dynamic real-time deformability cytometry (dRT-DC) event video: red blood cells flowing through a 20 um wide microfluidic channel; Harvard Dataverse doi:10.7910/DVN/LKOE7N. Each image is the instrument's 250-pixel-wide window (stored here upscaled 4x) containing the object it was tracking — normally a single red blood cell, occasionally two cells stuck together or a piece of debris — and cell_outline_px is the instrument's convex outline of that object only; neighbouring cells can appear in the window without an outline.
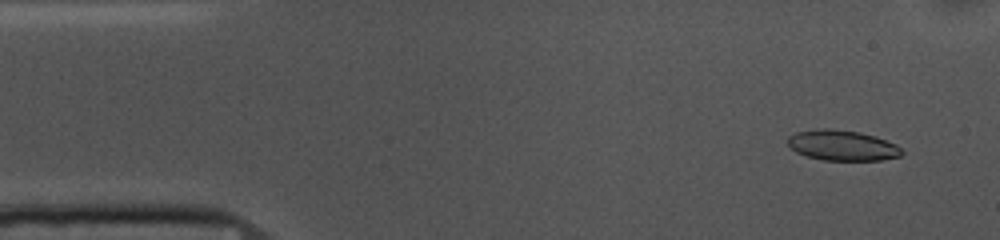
{"species": "common noctule bat (a hibernating species)", "species_latin": "Nyctalus noctula", "temperature_condition": "cold", "stored_images_in_passage": 51, "camera_frame_rate_fps": 3000, "um_per_image_px": 0.085, "animal": {"sex": "female", "body_mass_g": 10.0, "forearm_length_mm": 53.1}, "frame": {"image": 1, "passage_image": 2, "time_ms": 0.333, "image_size_px": [1000, 240], "cell_outline_px": [[904, 152], [900, 156], [880, 160], [824, 160], [808, 156], [796, 152], [788, 144], [788, 136], [796, 132], [816, 128], [832, 128], [860, 132], [876, 136], [896, 144]], "centroid_in_image_um": [71.59, 12.34], "position_along_channel_um": 13.4, "area_um2": 20.29}}
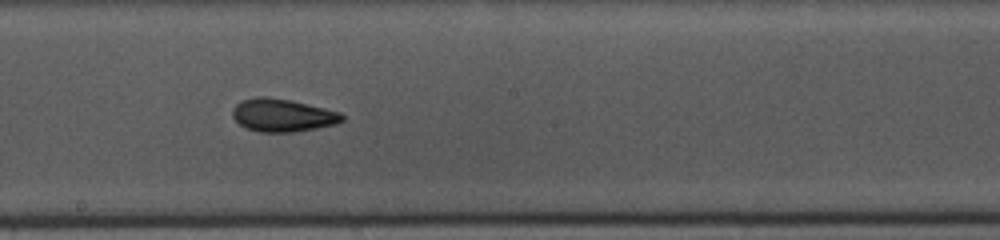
{"frame": {"image": 2, "passage_image": 26, "time_ms": 8.333, "image_size_px": [1000, 240], "cell_outline_px": [[344, 120], [336, 124], [316, 128], [292, 132], [260, 132], [248, 128], [240, 124], [232, 116], [232, 108], [240, 100], [256, 96], [264, 96], [288, 100], [308, 104], [340, 112], [344, 116]], "centroid_in_image_um": [24.0, 9.79], "position_along_channel_um": 224.2, "area_um2": 20.92}}
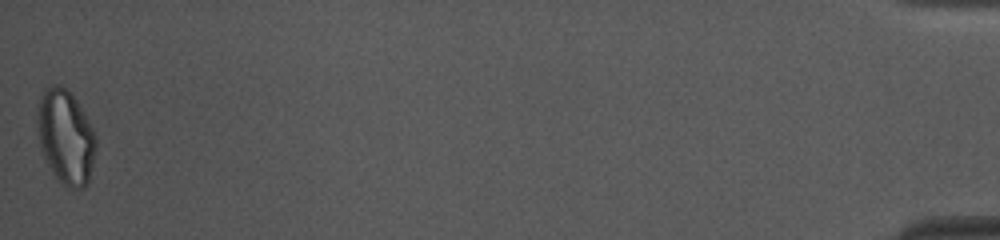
{"frame": {"image": 3, "passage_image": 51, "time_ms": 16.667, "image_size_px": [1000, 240], "cell_outline_px": [[96, 152], [88, 184], [84, 188], [68, 188], [52, 172], [40, 148], [36, 128], [36, 112], [40, 96], [44, 88], [52, 84], [60, 84], [76, 100], [92, 128], [96, 136]], "centroid_in_image_um": [5.56, 11.63], "position_along_channel_um": 429.6, "area_um2": 32.37}, "authors_computed_cell_mechanics": {"area_um2": 21.097, "velocity_mm_per_s": 3.708, "shape_relaxation_time_tau1_ms": 5.1486, "shape_relaxation_time_tau2_ms": 3.2255, "deformation_change_tau1": 0.1219, "deformation_change_tau2": 0.0843}}